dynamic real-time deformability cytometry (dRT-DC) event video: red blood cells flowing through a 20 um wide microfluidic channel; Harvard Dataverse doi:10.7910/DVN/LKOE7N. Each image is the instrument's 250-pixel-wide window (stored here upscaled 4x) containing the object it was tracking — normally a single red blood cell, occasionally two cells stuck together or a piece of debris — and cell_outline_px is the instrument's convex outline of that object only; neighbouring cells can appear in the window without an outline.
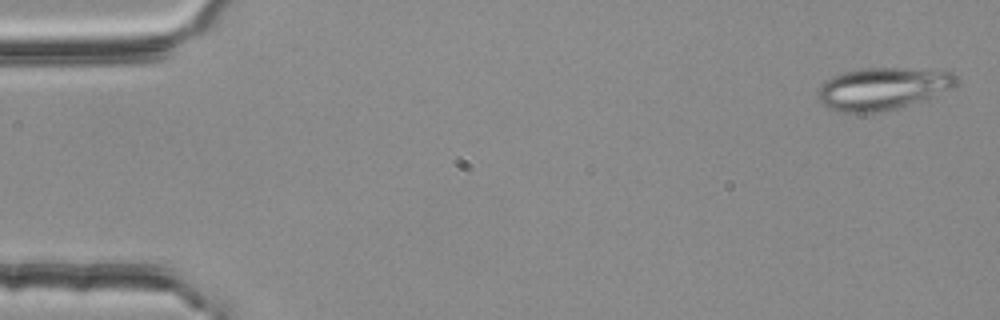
{"species": "common noctule bat (a hibernating species)", "species_latin": "Nyctalus noctula", "temperature_condition": "room temperature", "stored_images_in_passage": 55, "camera_frame_rate_fps": 3000, "um_per_image_px": 0.085, "animal": {"sex": "female", "body_mass_g": 25.1}, "frame": {"image": 1, "passage_image": 2, "time_ms": 0.333, "image_size_px": [1000, 320], "cell_outline_px": [[960, 80], [952, 88], [928, 100], [884, 112], [836, 112], [820, 104], [816, 96], [816, 92], [820, 84], [824, 80], [832, 76], [844, 72], [860, 68], [904, 68], [952, 72], [960, 76]], "centroid_in_image_um": [75.01, 7.55], "position_along_channel_um": 10.0, "area_um2": 34.97}}
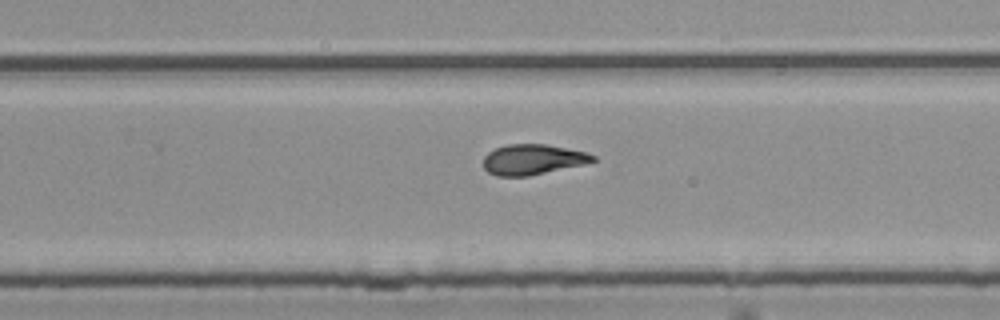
{"frame": {"image": 2, "passage_image": 35, "time_ms": 11.333, "image_size_px": [1000, 320], "cell_outline_px": [[596, 160], [580, 164], [528, 176], [496, 176], [488, 172], [484, 168], [484, 156], [488, 152], [496, 148], [508, 144], [544, 144], [588, 152], [596, 156]], "centroid_in_image_um": [45.24, 13.55], "position_along_channel_um": 284.6, "area_um2": 19.07}}
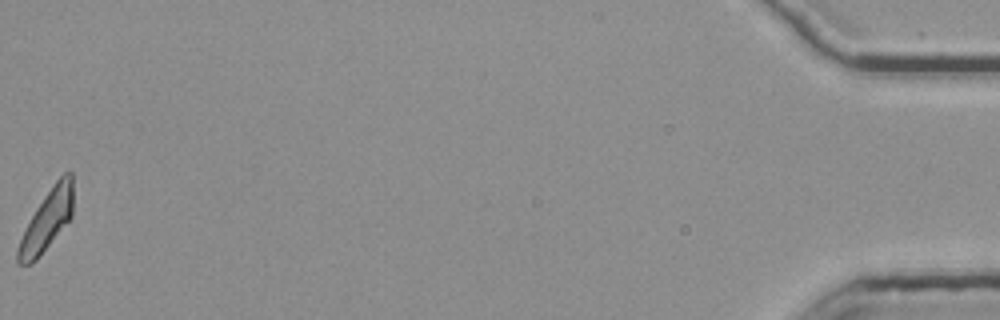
{"frame": {"image": 3, "passage_image": 55, "time_ms": 18.0, "image_size_px": [1000, 320], "cell_outline_px": [[72, 216], [36, 260], [32, 264], [20, 264], [16, 260], [16, 248], [36, 208], [44, 196], [56, 180], [64, 172], [72, 172]], "centroid_in_image_um": [3.98, 18.73], "position_along_channel_um": 431.2, "area_um2": 18.9}, "authors_computed_cell_mechanics": {"area_um2": 19.9988, "velocity_mm_per_s": 3.7485, "shape_relaxation_time_tau1_ms": null, "shape_relaxation_time_tau2_ms": 2.2094, "deformation_change_tau1": null, "deformation_change_tau2": 0.102}}